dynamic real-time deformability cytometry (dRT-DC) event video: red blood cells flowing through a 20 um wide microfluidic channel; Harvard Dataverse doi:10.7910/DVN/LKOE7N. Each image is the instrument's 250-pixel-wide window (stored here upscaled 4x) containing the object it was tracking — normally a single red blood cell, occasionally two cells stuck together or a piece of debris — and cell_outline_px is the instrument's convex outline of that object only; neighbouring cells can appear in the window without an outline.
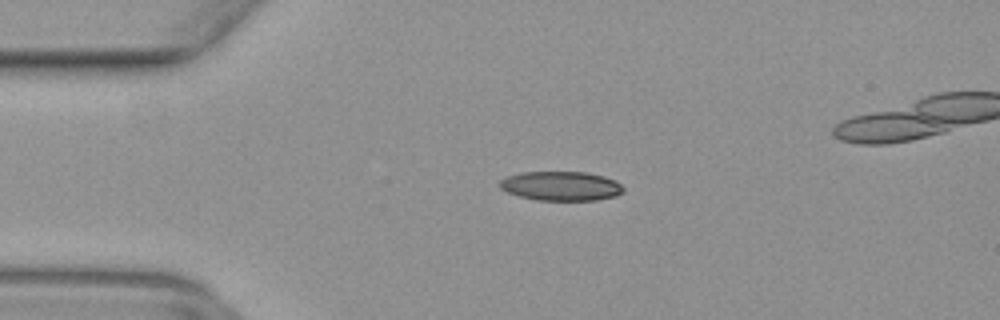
{"species": "common noctule bat (a hibernating species)", "species_latin": "Nyctalus noctula", "temperature_condition": "warm", "stored_images_in_passage": 43, "camera_frame_rate_fps": 3000, "um_per_image_px": 0.085, "animal": {"sex": "female", "body_mass_g": 29.2, "forearm_length_mm": 56.3}, "frame": {"image": 1, "passage_image": 8, "time_ms": 2.333, "image_size_px": [1000, 320], "cell_outline_px": [[624, 192], [616, 196], [596, 200], [536, 200], [520, 196], [508, 192], [500, 188], [500, 180], [508, 176], [520, 172], [588, 172], [604, 176], [616, 180], [624, 188]], "centroid_in_image_um": [47.72, 15.81], "position_along_channel_um": 37.3, "area_um2": 21.15}}
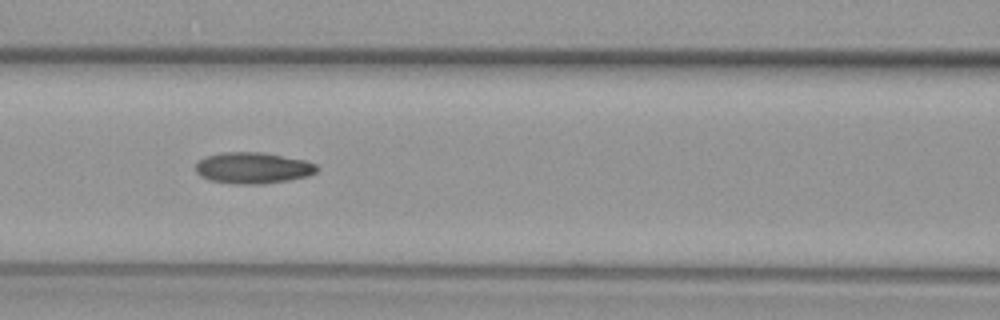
{"frame": {"image": 2, "passage_image": 18, "time_ms": 5.667, "image_size_px": [1000, 320], "cell_outline_px": [[320, 168], [316, 172], [308, 176], [288, 180], [264, 184], [232, 184], [212, 180], [200, 176], [196, 172], [196, 160], [204, 156], [220, 152], [264, 152], [304, 160], [316, 164]], "centroid_in_image_um": [21.48, 14.27], "position_along_channel_um": 145.1, "area_um2": 22.37}}
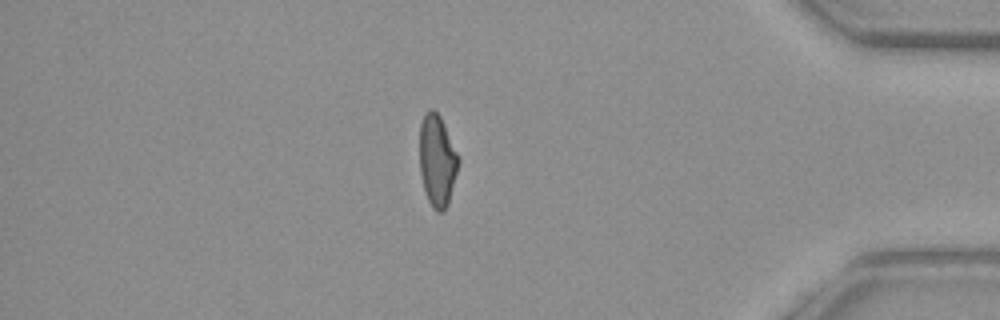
{"frame": {"image": 3, "passage_image": 39, "time_ms": 12.667, "image_size_px": [1000, 320], "cell_outline_px": [[460, 160], [448, 204], [444, 212], [436, 212], [432, 208], [428, 200], [424, 188], [420, 172], [420, 124], [424, 112], [432, 108], [440, 116], [460, 156]], "centroid_in_image_um": [37.17, 13.64], "position_along_channel_um": 398.0, "area_um2": 20.92}}